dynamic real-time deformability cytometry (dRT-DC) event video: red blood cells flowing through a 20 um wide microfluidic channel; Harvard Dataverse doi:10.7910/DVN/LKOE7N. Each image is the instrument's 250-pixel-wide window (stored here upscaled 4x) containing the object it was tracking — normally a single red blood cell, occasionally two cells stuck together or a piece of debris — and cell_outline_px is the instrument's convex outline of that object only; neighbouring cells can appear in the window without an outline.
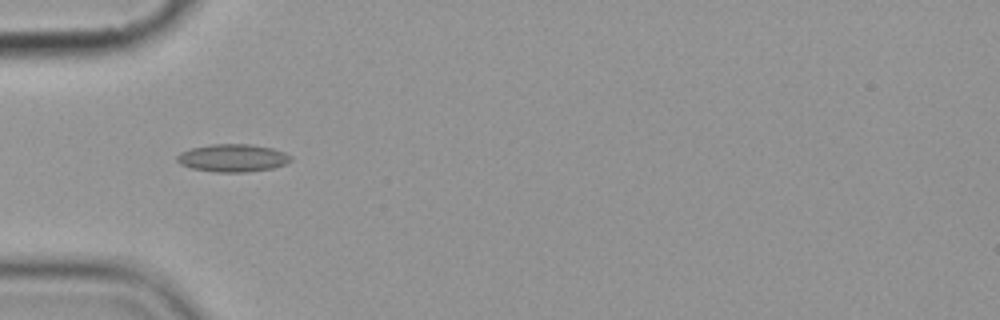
{"species": "common noctule bat (a hibernating species)", "species_latin": "Nyctalus noctula", "temperature_condition": "cold", "stored_images_in_passage": 3, "camera_frame_rate_fps": 3000, "um_per_image_px": 0.085, "animal": {"sex": "female", "body_mass_g": 19.9}, "frame": {"image": 1, "passage_image": 2, "time_ms": 1.333, "image_size_px": [1000, 320], "cell_outline_px": [[292, 160], [284, 164], [272, 168], [244, 172], [216, 172], [192, 168], [180, 164], [176, 160], [176, 156], [180, 152], [192, 148], [212, 144], [252, 144], [272, 148], [284, 152], [292, 156]], "centroid_in_image_um": [19.78, 13.42], "position_along_channel_um": 65.2, "area_um2": 18.32}}
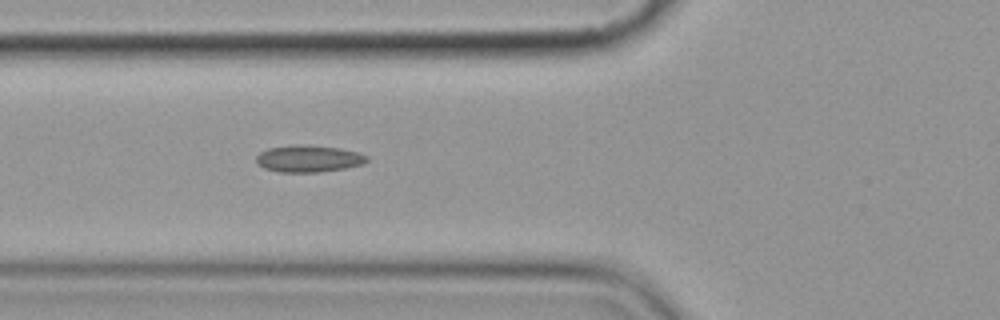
{"frame": {"image": 2, "passage_image": 3, "time_ms": 2.333, "image_size_px": [1000, 320], "cell_outline_px": [[368, 160], [364, 164], [344, 168], [320, 172], [280, 172], [264, 168], [256, 160], [256, 156], [260, 152], [268, 148], [292, 144], [304, 144], [340, 148], [356, 152], [368, 156]], "centroid_in_image_um": [26.23, 13.47], "position_along_channel_um": 99.6, "area_um2": 17.4}}